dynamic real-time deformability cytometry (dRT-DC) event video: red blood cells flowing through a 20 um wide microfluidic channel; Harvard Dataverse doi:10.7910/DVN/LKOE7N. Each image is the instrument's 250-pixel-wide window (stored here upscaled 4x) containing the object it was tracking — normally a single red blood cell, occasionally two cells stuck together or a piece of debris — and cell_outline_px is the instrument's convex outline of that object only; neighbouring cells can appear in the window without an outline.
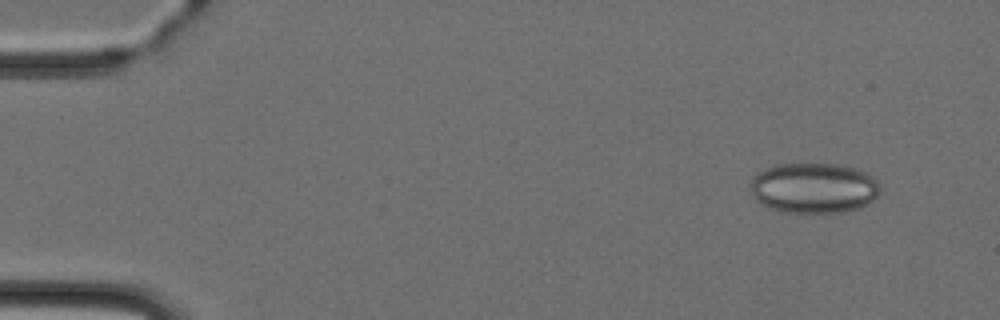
{"species": "Egyptian fruit bat (a non-hibernating species)", "species_latin": "Rousettus aegyptiacus", "temperature_condition": "cold", "stored_images_in_passage": 4, "camera_frame_rate_fps": 3000, "um_per_image_px": 0.085, "animal": {"sex": "female"}, "frame": {"image": 1, "passage_image": 1, "time_ms": 0.0, "image_size_px": [1000, 320], "cell_outline_px": [[880, 192], [868, 204], [844, 212], [784, 212], [768, 208], [760, 204], [752, 196], [748, 184], [756, 172], [764, 168], [776, 164], [840, 164], [856, 168], [872, 176], [880, 184]], "centroid_in_image_um": [69.12, 15.97], "position_along_channel_um": 15.9, "area_um2": 38.55}}